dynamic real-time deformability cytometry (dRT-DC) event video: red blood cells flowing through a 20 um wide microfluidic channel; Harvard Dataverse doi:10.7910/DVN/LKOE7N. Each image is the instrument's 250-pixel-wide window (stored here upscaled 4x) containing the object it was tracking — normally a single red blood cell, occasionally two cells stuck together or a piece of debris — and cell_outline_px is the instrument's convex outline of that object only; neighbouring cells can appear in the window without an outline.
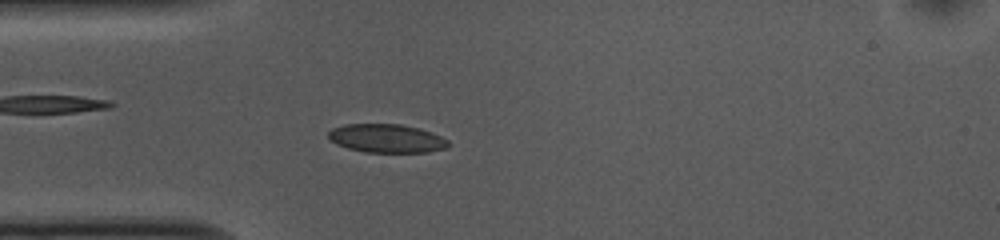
{"species": "common noctule bat (a hibernating species)", "species_latin": "Nyctalus noctula", "temperature_condition": "cold", "stored_images_in_passage": 52, "camera_frame_rate_fps": 3000, "um_per_image_px": 0.085, "animal": {"sex": "female", "body_mass_g": 10.0, "forearm_length_mm": 53.1}, "frame": {"image": 1, "passage_image": 13, "time_ms": 4.0, "image_size_px": [1000, 240], "cell_outline_px": [[448, 148], [428, 152], [364, 152], [348, 148], [336, 144], [328, 136], [328, 132], [332, 128], [344, 124], [400, 124], [420, 128], [432, 132], [448, 140]], "centroid_in_image_um": [32.87, 11.76], "position_along_channel_um": 52.1, "area_um2": 20.0}}
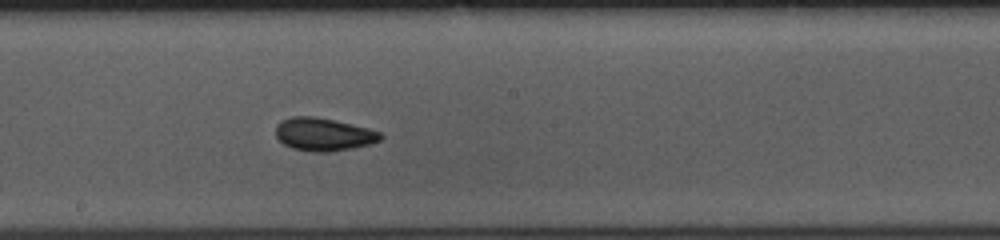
{"frame": {"image": 2, "passage_image": 27, "time_ms": 8.667, "image_size_px": [1000, 240], "cell_outline_px": [[384, 136], [380, 140], [368, 144], [352, 148], [328, 152], [312, 152], [292, 148], [284, 144], [276, 136], [276, 124], [280, 120], [292, 116], [316, 116], [336, 120], [368, 128], [380, 132]], "centroid_in_image_um": [27.48, 11.41], "position_along_channel_um": 220.7, "area_um2": 20.23}}
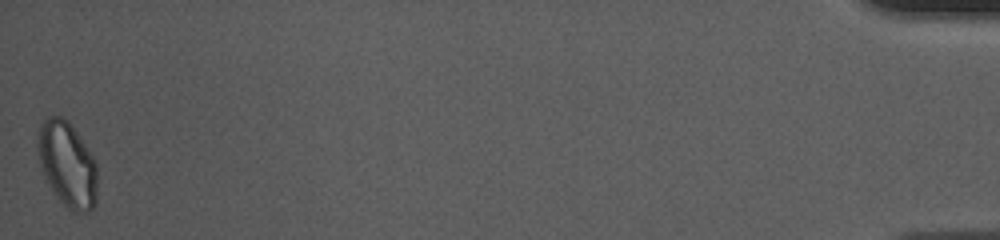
{"frame": {"image": 3, "passage_image": 52, "time_ms": 17.0, "image_size_px": [1000, 240], "cell_outline_px": [[96, 204], [88, 212], [72, 212], [56, 196], [48, 184], [44, 176], [40, 164], [36, 148], [36, 132], [40, 124], [48, 116], [60, 116], [68, 120], [96, 160]], "centroid_in_image_um": [5.69, 13.94], "position_along_channel_um": 429.5, "area_um2": 29.88}, "authors_computed_cell_mechanics": {"area_um2": 19.8543, "velocity_mm_per_s": 3.7048, "shape_relaxation_time_tau1_ms": 3.1225, "shape_relaxation_time_tau2_ms": 2.3013, "deformation_change_tau1": 0.0858, "deformation_change_tau2": 0.0571}}